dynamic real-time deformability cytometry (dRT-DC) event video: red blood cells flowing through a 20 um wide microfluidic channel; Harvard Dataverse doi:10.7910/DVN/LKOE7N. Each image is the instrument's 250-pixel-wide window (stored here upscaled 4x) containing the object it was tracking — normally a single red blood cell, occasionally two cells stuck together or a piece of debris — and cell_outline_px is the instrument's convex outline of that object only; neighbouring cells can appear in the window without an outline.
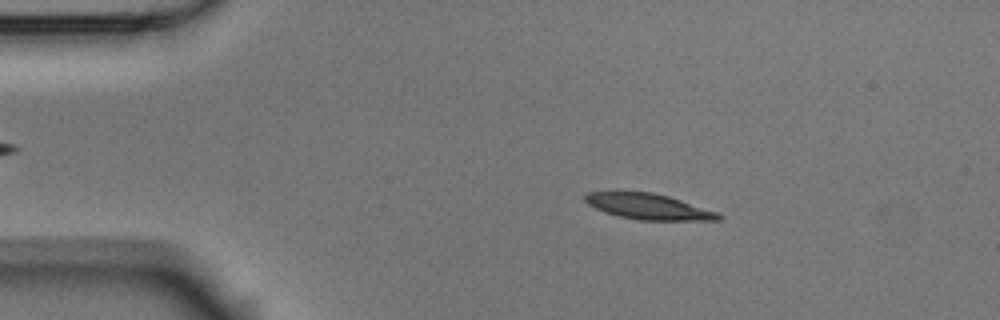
{"species": "Egyptian fruit bat (a non-hibernating species)", "species_latin": "Rousettus aegyptiacus", "temperature_condition": "room temperature", "stored_images_in_passage": 9, "camera_frame_rate_fps": 3000, "um_per_image_px": 0.085, "animal": {"sex": "male"}, "frame": {"image": 1, "passage_image": 1, "time_ms": 0.0, "image_size_px": [1000, 320], "cell_outline_px": [[724, 216], [720, 220], [640, 220], [620, 216], [604, 212], [588, 204], [584, 200], [584, 196], [588, 192], [612, 188], [620, 188], [652, 192], [668, 196], [716, 212]], "centroid_in_image_um": [54.98, 17.49], "position_along_channel_um": 30.0, "area_um2": 20.69}}
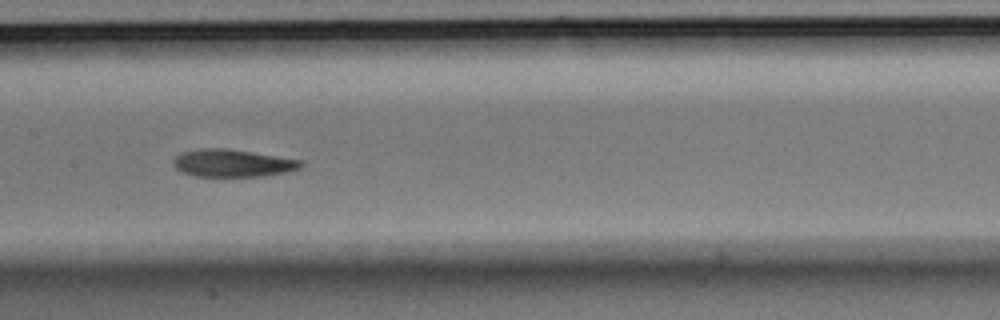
{"frame": {"image": 2, "passage_image": 6, "time_ms": 1.667, "image_size_px": [1000, 320], "cell_outline_px": [[304, 164], [300, 168], [288, 172], [264, 176], [196, 176], [180, 172], [172, 164], [172, 160], [180, 152], [200, 148], [228, 148], [304, 160]], "centroid_in_image_um": [19.77, 13.86], "position_along_channel_um": 187.6, "area_um2": 20.81}}
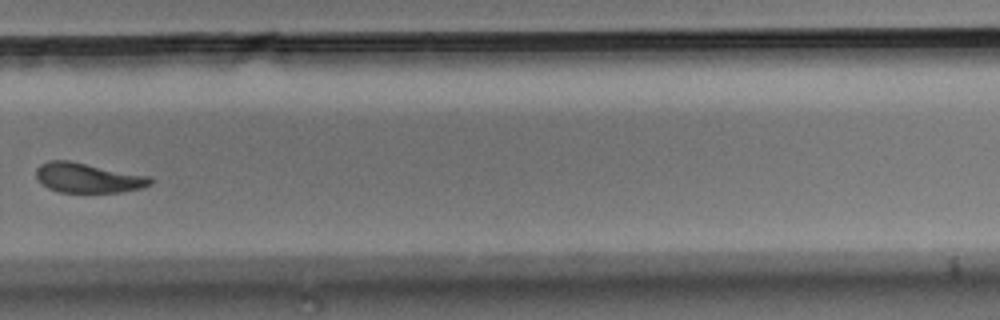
{"frame": {"image": 3, "passage_image": 9, "time_ms": 2.667, "image_size_px": [1000, 320], "cell_outline_px": [[152, 184], [144, 188], [120, 192], [60, 192], [48, 188], [40, 184], [36, 180], [36, 168], [40, 164], [48, 160], [68, 160], [152, 176]], "centroid_in_image_um": [7.47, 15.11], "position_along_channel_um": 322.3, "area_um2": 20.17}}